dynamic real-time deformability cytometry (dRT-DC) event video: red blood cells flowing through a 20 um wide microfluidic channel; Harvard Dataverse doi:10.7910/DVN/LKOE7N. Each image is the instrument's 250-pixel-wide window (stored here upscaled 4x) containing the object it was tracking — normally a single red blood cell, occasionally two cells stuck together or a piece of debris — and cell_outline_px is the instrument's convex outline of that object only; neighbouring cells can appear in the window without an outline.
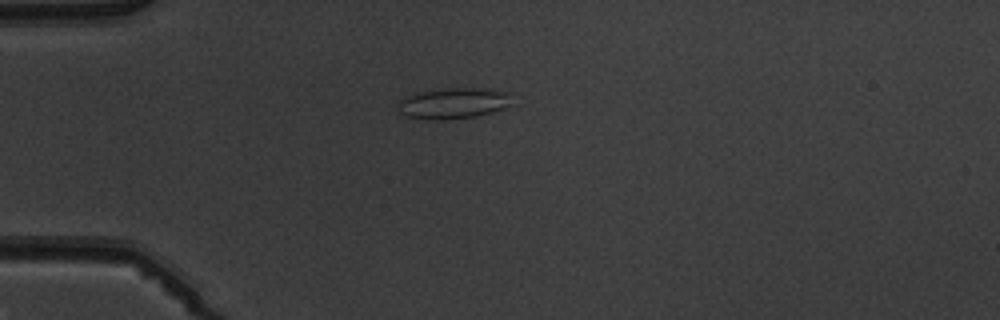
{"species": "common noctule bat (a hibernating species)", "species_latin": "Nyctalus noctula", "temperature_condition": "warm", "stored_images_in_passage": 3, "camera_frame_rate_fps": 3000, "um_per_image_px": 0.085, "animal": {"sex": "male", "body_mass_g": 19.5, "forearm_length_mm": 54.6}, "frame": {"image": 1, "passage_image": 1, "time_ms": 0.0, "image_size_px": [1000, 320], "cell_outline_px": [[516, 104], [492, 112], [476, 116], [444, 120], [432, 120], [408, 116], [400, 112], [396, 104], [396, 100], [404, 96], [416, 92], [440, 88], [484, 88], [512, 92]], "centroid_in_image_um": [38.59, 8.75], "position_along_channel_um": 46.4, "area_um2": 21.33}}
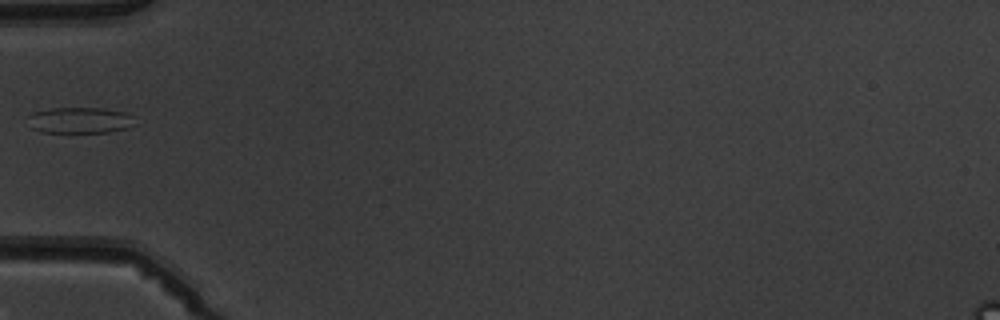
{"frame": {"image": 2, "passage_image": 2, "time_ms": 1.333, "image_size_px": [1000, 320], "cell_outline_px": [[128, 128], [108, 132], [40, 132], [32, 128], [28, 116], [32, 112], [52, 108], [100, 108], [124, 112], [128, 116]], "centroid_in_image_um": [6.66, 10.22], "position_along_channel_um": 78.3, "area_um2": 15.66}}
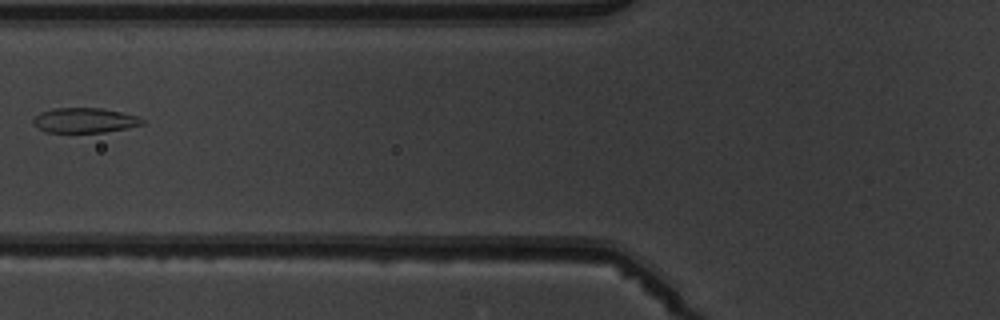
{"frame": {"image": 3, "passage_image": 3, "time_ms": 2.333, "image_size_px": [1000, 320], "cell_outline_px": [[144, 124], [104, 132], [44, 132], [36, 128], [32, 124], [32, 120], [40, 112], [52, 108], [100, 108], [120, 112], [136, 116], [144, 120]], "centroid_in_image_um": [7.11, 10.23], "position_along_channel_um": 118.7, "area_um2": 15.78}}